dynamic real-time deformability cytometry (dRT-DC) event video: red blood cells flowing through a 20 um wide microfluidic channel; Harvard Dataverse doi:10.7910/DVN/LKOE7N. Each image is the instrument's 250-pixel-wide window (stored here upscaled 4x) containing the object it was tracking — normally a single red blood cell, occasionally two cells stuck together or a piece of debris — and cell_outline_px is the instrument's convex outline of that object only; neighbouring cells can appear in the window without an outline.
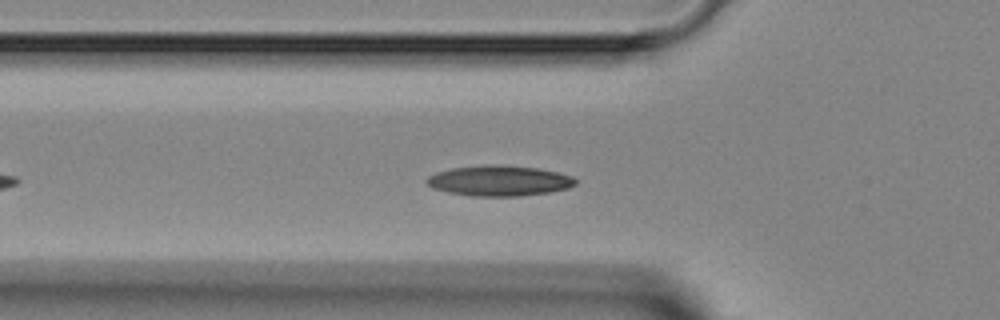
{"species": "Egyptian fruit bat (a non-hibernating species)", "species_latin": "Rousettus aegyptiacus", "temperature_condition": "room temperature", "stored_images_in_passage": 37, "camera_frame_rate_fps": 3000, "um_per_image_px": 0.085, "animal": {"sex": "female"}, "frame": {"image": 1, "passage_image": 8, "time_ms": 2.333, "image_size_px": [1000, 320], "cell_outline_px": [[576, 184], [568, 188], [548, 192], [520, 196], [472, 196], [448, 192], [432, 188], [424, 180], [428, 176], [436, 172], [452, 168], [492, 164], [500, 164], [536, 168], [556, 172], [572, 176], [576, 180]], "centroid_in_image_um": [42.4, 15.36], "position_along_channel_um": 83.4, "area_um2": 26.36}}
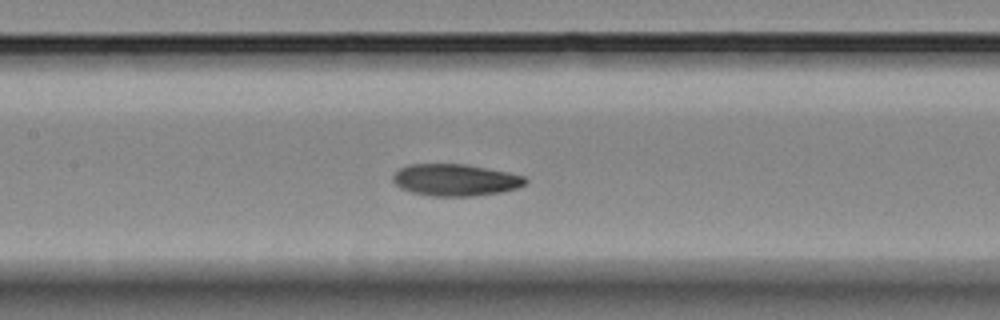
{"frame": {"image": 2, "passage_image": 14, "time_ms": 4.333, "image_size_px": [1000, 320], "cell_outline_px": [[528, 180], [524, 184], [516, 188], [500, 192], [472, 196], [432, 196], [412, 192], [400, 188], [392, 180], [392, 176], [400, 168], [408, 164], [464, 164], [508, 172], [524, 176]], "centroid_in_image_um": [38.68, 15.29], "position_along_channel_um": 168.7, "area_um2": 24.45}}
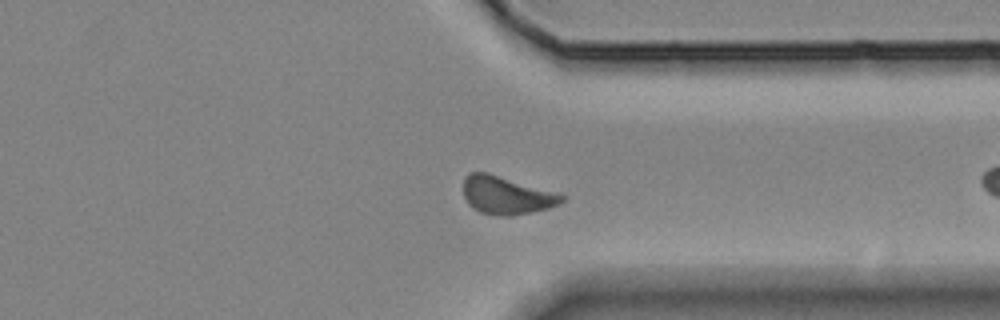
{"frame": {"image": 3, "passage_image": 25, "time_ms": 8.0, "image_size_px": [1000, 320], "cell_outline_px": [[564, 200], [548, 208], [512, 216], [504, 216], [480, 212], [472, 208], [468, 204], [464, 196], [464, 176], [472, 172], [488, 172], [552, 192], [564, 196]], "centroid_in_image_um": [42.97, 16.6], "position_along_channel_um": 368.4, "area_um2": 21.27}}